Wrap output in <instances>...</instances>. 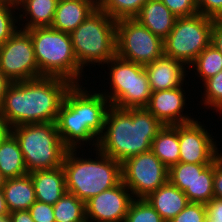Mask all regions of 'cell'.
Segmentation results:
<instances>
[{
    "mask_svg": "<svg viewBox=\"0 0 222 222\" xmlns=\"http://www.w3.org/2000/svg\"><path fill=\"white\" fill-rule=\"evenodd\" d=\"M72 85L69 80L53 76L10 83L0 106L2 128L55 122Z\"/></svg>",
    "mask_w": 222,
    "mask_h": 222,
    "instance_id": "1",
    "label": "cell"
},
{
    "mask_svg": "<svg viewBox=\"0 0 222 222\" xmlns=\"http://www.w3.org/2000/svg\"><path fill=\"white\" fill-rule=\"evenodd\" d=\"M85 88L81 84L71 86L55 121L59 136L68 149H81L85 144L96 148L104 130L106 112L111 106L102 90Z\"/></svg>",
    "mask_w": 222,
    "mask_h": 222,
    "instance_id": "2",
    "label": "cell"
},
{
    "mask_svg": "<svg viewBox=\"0 0 222 222\" xmlns=\"http://www.w3.org/2000/svg\"><path fill=\"white\" fill-rule=\"evenodd\" d=\"M163 126L146 108L110 106L96 149L123 163L129 157L151 151V143Z\"/></svg>",
    "mask_w": 222,
    "mask_h": 222,
    "instance_id": "3",
    "label": "cell"
},
{
    "mask_svg": "<svg viewBox=\"0 0 222 222\" xmlns=\"http://www.w3.org/2000/svg\"><path fill=\"white\" fill-rule=\"evenodd\" d=\"M93 149L98 156L94 159L79 156L78 149H68L62 164L67 192L84 202L122 181V163Z\"/></svg>",
    "mask_w": 222,
    "mask_h": 222,
    "instance_id": "4",
    "label": "cell"
},
{
    "mask_svg": "<svg viewBox=\"0 0 222 222\" xmlns=\"http://www.w3.org/2000/svg\"><path fill=\"white\" fill-rule=\"evenodd\" d=\"M26 31L31 36L40 77H60L72 84H81L85 71L74 55L70 33L52 27H37Z\"/></svg>",
    "mask_w": 222,
    "mask_h": 222,
    "instance_id": "5",
    "label": "cell"
},
{
    "mask_svg": "<svg viewBox=\"0 0 222 222\" xmlns=\"http://www.w3.org/2000/svg\"><path fill=\"white\" fill-rule=\"evenodd\" d=\"M70 36L74 55L83 71L93 64L102 67L116 55V20L99 7Z\"/></svg>",
    "mask_w": 222,
    "mask_h": 222,
    "instance_id": "6",
    "label": "cell"
},
{
    "mask_svg": "<svg viewBox=\"0 0 222 222\" xmlns=\"http://www.w3.org/2000/svg\"><path fill=\"white\" fill-rule=\"evenodd\" d=\"M9 131L18 141L28 173L62 166L68 148L55 122L23 124Z\"/></svg>",
    "mask_w": 222,
    "mask_h": 222,
    "instance_id": "7",
    "label": "cell"
},
{
    "mask_svg": "<svg viewBox=\"0 0 222 222\" xmlns=\"http://www.w3.org/2000/svg\"><path fill=\"white\" fill-rule=\"evenodd\" d=\"M110 92L101 93L111 106L120 109L145 108L148 105L151 89L144 65L124 60L117 55L107 63Z\"/></svg>",
    "mask_w": 222,
    "mask_h": 222,
    "instance_id": "8",
    "label": "cell"
},
{
    "mask_svg": "<svg viewBox=\"0 0 222 222\" xmlns=\"http://www.w3.org/2000/svg\"><path fill=\"white\" fill-rule=\"evenodd\" d=\"M213 18L197 13L177 18L170 34L163 40L164 55L188 67L211 44Z\"/></svg>",
    "mask_w": 222,
    "mask_h": 222,
    "instance_id": "9",
    "label": "cell"
},
{
    "mask_svg": "<svg viewBox=\"0 0 222 222\" xmlns=\"http://www.w3.org/2000/svg\"><path fill=\"white\" fill-rule=\"evenodd\" d=\"M116 55L137 64H149L164 55L163 39L135 18L117 20Z\"/></svg>",
    "mask_w": 222,
    "mask_h": 222,
    "instance_id": "10",
    "label": "cell"
},
{
    "mask_svg": "<svg viewBox=\"0 0 222 222\" xmlns=\"http://www.w3.org/2000/svg\"><path fill=\"white\" fill-rule=\"evenodd\" d=\"M169 169L152 152L127 158L122 163V182L133 198H146L168 181Z\"/></svg>",
    "mask_w": 222,
    "mask_h": 222,
    "instance_id": "11",
    "label": "cell"
},
{
    "mask_svg": "<svg viewBox=\"0 0 222 222\" xmlns=\"http://www.w3.org/2000/svg\"><path fill=\"white\" fill-rule=\"evenodd\" d=\"M0 71L12 83L40 77L30 34L18 29L0 46Z\"/></svg>",
    "mask_w": 222,
    "mask_h": 222,
    "instance_id": "12",
    "label": "cell"
},
{
    "mask_svg": "<svg viewBox=\"0 0 222 222\" xmlns=\"http://www.w3.org/2000/svg\"><path fill=\"white\" fill-rule=\"evenodd\" d=\"M205 127L197 119L178 125L179 162L211 164L221 155L216 145L218 141L213 139V134Z\"/></svg>",
    "mask_w": 222,
    "mask_h": 222,
    "instance_id": "13",
    "label": "cell"
},
{
    "mask_svg": "<svg viewBox=\"0 0 222 222\" xmlns=\"http://www.w3.org/2000/svg\"><path fill=\"white\" fill-rule=\"evenodd\" d=\"M130 192V193H129ZM134 198L121 181L85 202L87 222H124Z\"/></svg>",
    "mask_w": 222,
    "mask_h": 222,
    "instance_id": "14",
    "label": "cell"
},
{
    "mask_svg": "<svg viewBox=\"0 0 222 222\" xmlns=\"http://www.w3.org/2000/svg\"><path fill=\"white\" fill-rule=\"evenodd\" d=\"M183 87L151 92L145 108L163 125H179L194 121L195 119L191 118V115L183 113L187 108L186 99H188Z\"/></svg>",
    "mask_w": 222,
    "mask_h": 222,
    "instance_id": "15",
    "label": "cell"
},
{
    "mask_svg": "<svg viewBox=\"0 0 222 222\" xmlns=\"http://www.w3.org/2000/svg\"><path fill=\"white\" fill-rule=\"evenodd\" d=\"M186 68L189 67L185 63L165 55L144 65L151 92L183 86L188 75Z\"/></svg>",
    "mask_w": 222,
    "mask_h": 222,
    "instance_id": "16",
    "label": "cell"
},
{
    "mask_svg": "<svg viewBox=\"0 0 222 222\" xmlns=\"http://www.w3.org/2000/svg\"><path fill=\"white\" fill-rule=\"evenodd\" d=\"M35 187L36 200L54 205L66 192L63 167L35 170L29 173Z\"/></svg>",
    "mask_w": 222,
    "mask_h": 222,
    "instance_id": "17",
    "label": "cell"
},
{
    "mask_svg": "<svg viewBox=\"0 0 222 222\" xmlns=\"http://www.w3.org/2000/svg\"><path fill=\"white\" fill-rule=\"evenodd\" d=\"M98 7L82 0H59L50 27L71 33Z\"/></svg>",
    "mask_w": 222,
    "mask_h": 222,
    "instance_id": "18",
    "label": "cell"
},
{
    "mask_svg": "<svg viewBox=\"0 0 222 222\" xmlns=\"http://www.w3.org/2000/svg\"><path fill=\"white\" fill-rule=\"evenodd\" d=\"M145 199L165 222H169L189 204L184 192L169 180L157 190L151 192Z\"/></svg>",
    "mask_w": 222,
    "mask_h": 222,
    "instance_id": "19",
    "label": "cell"
},
{
    "mask_svg": "<svg viewBox=\"0 0 222 222\" xmlns=\"http://www.w3.org/2000/svg\"><path fill=\"white\" fill-rule=\"evenodd\" d=\"M134 18L163 40L170 34L177 20L161 0H149Z\"/></svg>",
    "mask_w": 222,
    "mask_h": 222,
    "instance_id": "20",
    "label": "cell"
},
{
    "mask_svg": "<svg viewBox=\"0 0 222 222\" xmlns=\"http://www.w3.org/2000/svg\"><path fill=\"white\" fill-rule=\"evenodd\" d=\"M59 0H20L17 4L18 20L23 24L20 29L28 30L37 27H50ZM23 14H20V13ZM25 17V18H24ZM24 18V19H23ZM25 24H24V21Z\"/></svg>",
    "mask_w": 222,
    "mask_h": 222,
    "instance_id": "21",
    "label": "cell"
},
{
    "mask_svg": "<svg viewBox=\"0 0 222 222\" xmlns=\"http://www.w3.org/2000/svg\"><path fill=\"white\" fill-rule=\"evenodd\" d=\"M0 172L5 179L28 174L18 141L6 129L0 132Z\"/></svg>",
    "mask_w": 222,
    "mask_h": 222,
    "instance_id": "22",
    "label": "cell"
},
{
    "mask_svg": "<svg viewBox=\"0 0 222 222\" xmlns=\"http://www.w3.org/2000/svg\"><path fill=\"white\" fill-rule=\"evenodd\" d=\"M2 191L10 213L29 210L36 202L35 187L29 173L6 179Z\"/></svg>",
    "mask_w": 222,
    "mask_h": 222,
    "instance_id": "23",
    "label": "cell"
},
{
    "mask_svg": "<svg viewBox=\"0 0 222 222\" xmlns=\"http://www.w3.org/2000/svg\"><path fill=\"white\" fill-rule=\"evenodd\" d=\"M151 151L168 169L179 163L178 125H164L153 139Z\"/></svg>",
    "mask_w": 222,
    "mask_h": 222,
    "instance_id": "24",
    "label": "cell"
},
{
    "mask_svg": "<svg viewBox=\"0 0 222 222\" xmlns=\"http://www.w3.org/2000/svg\"><path fill=\"white\" fill-rule=\"evenodd\" d=\"M55 222H87L85 202L66 192L54 205Z\"/></svg>",
    "mask_w": 222,
    "mask_h": 222,
    "instance_id": "25",
    "label": "cell"
},
{
    "mask_svg": "<svg viewBox=\"0 0 222 222\" xmlns=\"http://www.w3.org/2000/svg\"><path fill=\"white\" fill-rule=\"evenodd\" d=\"M191 67L197 71V73L195 72L194 74L198 76V78L200 77L201 82L204 83L207 79L222 71V54L211 43L189 65L188 70H192Z\"/></svg>",
    "mask_w": 222,
    "mask_h": 222,
    "instance_id": "26",
    "label": "cell"
},
{
    "mask_svg": "<svg viewBox=\"0 0 222 222\" xmlns=\"http://www.w3.org/2000/svg\"><path fill=\"white\" fill-rule=\"evenodd\" d=\"M213 181L214 162L197 174L193 184L184 191L189 202L206 204L214 198Z\"/></svg>",
    "mask_w": 222,
    "mask_h": 222,
    "instance_id": "27",
    "label": "cell"
},
{
    "mask_svg": "<svg viewBox=\"0 0 222 222\" xmlns=\"http://www.w3.org/2000/svg\"><path fill=\"white\" fill-rule=\"evenodd\" d=\"M149 0H101L99 8L114 20L134 18Z\"/></svg>",
    "mask_w": 222,
    "mask_h": 222,
    "instance_id": "28",
    "label": "cell"
},
{
    "mask_svg": "<svg viewBox=\"0 0 222 222\" xmlns=\"http://www.w3.org/2000/svg\"><path fill=\"white\" fill-rule=\"evenodd\" d=\"M208 165L179 162L169 169L168 180L184 192Z\"/></svg>",
    "mask_w": 222,
    "mask_h": 222,
    "instance_id": "29",
    "label": "cell"
},
{
    "mask_svg": "<svg viewBox=\"0 0 222 222\" xmlns=\"http://www.w3.org/2000/svg\"><path fill=\"white\" fill-rule=\"evenodd\" d=\"M15 10H18L16 3L0 0V46L20 28Z\"/></svg>",
    "mask_w": 222,
    "mask_h": 222,
    "instance_id": "30",
    "label": "cell"
},
{
    "mask_svg": "<svg viewBox=\"0 0 222 222\" xmlns=\"http://www.w3.org/2000/svg\"><path fill=\"white\" fill-rule=\"evenodd\" d=\"M203 84L204 93L201 104L222 114V71L207 79Z\"/></svg>",
    "mask_w": 222,
    "mask_h": 222,
    "instance_id": "31",
    "label": "cell"
},
{
    "mask_svg": "<svg viewBox=\"0 0 222 222\" xmlns=\"http://www.w3.org/2000/svg\"><path fill=\"white\" fill-rule=\"evenodd\" d=\"M124 222H165L145 198H134Z\"/></svg>",
    "mask_w": 222,
    "mask_h": 222,
    "instance_id": "32",
    "label": "cell"
},
{
    "mask_svg": "<svg viewBox=\"0 0 222 222\" xmlns=\"http://www.w3.org/2000/svg\"><path fill=\"white\" fill-rule=\"evenodd\" d=\"M206 206L203 203L189 202V204L169 222H205Z\"/></svg>",
    "mask_w": 222,
    "mask_h": 222,
    "instance_id": "33",
    "label": "cell"
},
{
    "mask_svg": "<svg viewBox=\"0 0 222 222\" xmlns=\"http://www.w3.org/2000/svg\"><path fill=\"white\" fill-rule=\"evenodd\" d=\"M177 17H190L198 13L197 0H161Z\"/></svg>",
    "mask_w": 222,
    "mask_h": 222,
    "instance_id": "34",
    "label": "cell"
},
{
    "mask_svg": "<svg viewBox=\"0 0 222 222\" xmlns=\"http://www.w3.org/2000/svg\"><path fill=\"white\" fill-rule=\"evenodd\" d=\"M34 222H55L53 205L36 200L28 210Z\"/></svg>",
    "mask_w": 222,
    "mask_h": 222,
    "instance_id": "35",
    "label": "cell"
},
{
    "mask_svg": "<svg viewBox=\"0 0 222 222\" xmlns=\"http://www.w3.org/2000/svg\"><path fill=\"white\" fill-rule=\"evenodd\" d=\"M198 13L213 19H222V0H197Z\"/></svg>",
    "mask_w": 222,
    "mask_h": 222,
    "instance_id": "36",
    "label": "cell"
},
{
    "mask_svg": "<svg viewBox=\"0 0 222 222\" xmlns=\"http://www.w3.org/2000/svg\"><path fill=\"white\" fill-rule=\"evenodd\" d=\"M206 206V221H221L222 222V200L212 198L205 204Z\"/></svg>",
    "mask_w": 222,
    "mask_h": 222,
    "instance_id": "37",
    "label": "cell"
},
{
    "mask_svg": "<svg viewBox=\"0 0 222 222\" xmlns=\"http://www.w3.org/2000/svg\"><path fill=\"white\" fill-rule=\"evenodd\" d=\"M214 198L222 200V153L214 161Z\"/></svg>",
    "mask_w": 222,
    "mask_h": 222,
    "instance_id": "38",
    "label": "cell"
},
{
    "mask_svg": "<svg viewBox=\"0 0 222 222\" xmlns=\"http://www.w3.org/2000/svg\"><path fill=\"white\" fill-rule=\"evenodd\" d=\"M211 43L221 52L222 54V19H215L212 28V40Z\"/></svg>",
    "mask_w": 222,
    "mask_h": 222,
    "instance_id": "39",
    "label": "cell"
},
{
    "mask_svg": "<svg viewBox=\"0 0 222 222\" xmlns=\"http://www.w3.org/2000/svg\"><path fill=\"white\" fill-rule=\"evenodd\" d=\"M12 222H34L28 210L14 211L10 213Z\"/></svg>",
    "mask_w": 222,
    "mask_h": 222,
    "instance_id": "40",
    "label": "cell"
},
{
    "mask_svg": "<svg viewBox=\"0 0 222 222\" xmlns=\"http://www.w3.org/2000/svg\"><path fill=\"white\" fill-rule=\"evenodd\" d=\"M11 82L3 75V73L0 71V106L2 104L3 98H4V94L5 91L7 89V86L10 84Z\"/></svg>",
    "mask_w": 222,
    "mask_h": 222,
    "instance_id": "41",
    "label": "cell"
},
{
    "mask_svg": "<svg viewBox=\"0 0 222 222\" xmlns=\"http://www.w3.org/2000/svg\"><path fill=\"white\" fill-rule=\"evenodd\" d=\"M9 213L2 188H0V215H7Z\"/></svg>",
    "mask_w": 222,
    "mask_h": 222,
    "instance_id": "42",
    "label": "cell"
},
{
    "mask_svg": "<svg viewBox=\"0 0 222 222\" xmlns=\"http://www.w3.org/2000/svg\"><path fill=\"white\" fill-rule=\"evenodd\" d=\"M0 222H12L10 213L7 215H0Z\"/></svg>",
    "mask_w": 222,
    "mask_h": 222,
    "instance_id": "43",
    "label": "cell"
},
{
    "mask_svg": "<svg viewBox=\"0 0 222 222\" xmlns=\"http://www.w3.org/2000/svg\"><path fill=\"white\" fill-rule=\"evenodd\" d=\"M5 180L6 179L3 177L2 173L0 172V188H3Z\"/></svg>",
    "mask_w": 222,
    "mask_h": 222,
    "instance_id": "44",
    "label": "cell"
},
{
    "mask_svg": "<svg viewBox=\"0 0 222 222\" xmlns=\"http://www.w3.org/2000/svg\"><path fill=\"white\" fill-rule=\"evenodd\" d=\"M82 1L92 2V3H94L97 7H99V4H100V1H101V0H82Z\"/></svg>",
    "mask_w": 222,
    "mask_h": 222,
    "instance_id": "45",
    "label": "cell"
},
{
    "mask_svg": "<svg viewBox=\"0 0 222 222\" xmlns=\"http://www.w3.org/2000/svg\"><path fill=\"white\" fill-rule=\"evenodd\" d=\"M9 2L18 3L20 0H7Z\"/></svg>",
    "mask_w": 222,
    "mask_h": 222,
    "instance_id": "46",
    "label": "cell"
},
{
    "mask_svg": "<svg viewBox=\"0 0 222 222\" xmlns=\"http://www.w3.org/2000/svg\"><path fill=\"white\" fill-rule=\"evenodd\" d=\"M205 222H221V221H205Z\"/></svg>",
    "mask_w": 222,
    "mask_h": 222,
    "instance_id": "47",
    "label": "cell"
}]
</instances>
